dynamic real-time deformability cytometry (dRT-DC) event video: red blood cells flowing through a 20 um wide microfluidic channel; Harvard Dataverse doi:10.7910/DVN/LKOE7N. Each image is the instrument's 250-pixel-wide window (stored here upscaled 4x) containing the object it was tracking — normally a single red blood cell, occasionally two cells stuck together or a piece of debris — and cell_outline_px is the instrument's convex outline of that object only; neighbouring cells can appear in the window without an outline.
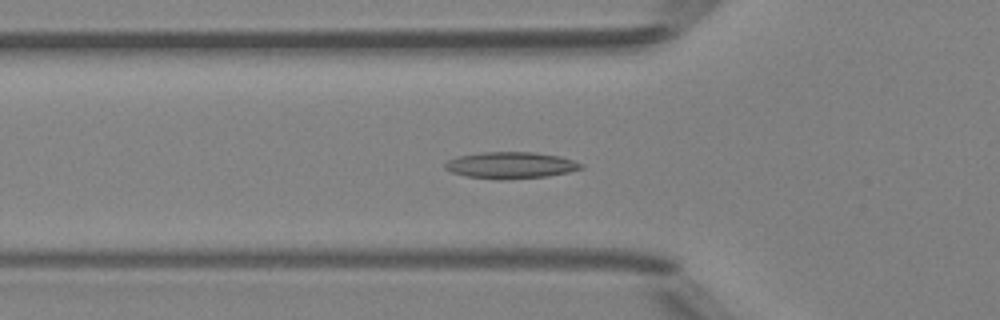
{"species": "Egyptian fruit bat (a non-hibernating species)", "species_latin": "Rousettus aegyptiacus", "temperature_condition": "room temperature", "stored_images_in_passage": 37, "camera_frame_rate_fps": 3000, "um_per_image_px": 0.085, "animal": {"sex": "female"}, "frame": {"image": 1, "passage_image": 4, "time_ms": 1.0, "image_size_px": [1000, 320], "cell_outline_px": [[584, 168], [568, 172], [548, 176], [504, 180], [500, 180], [464, 176], [452, 172], [444, 168], [444, 164], [448, 160], [456, 156], [480, 152], [536, 152], [560, 156], [584, 164]], "centroid_in_image_um": [43.4, 14.04], "position_along_channel_um": 82.4, "area_um2": 21.33}}
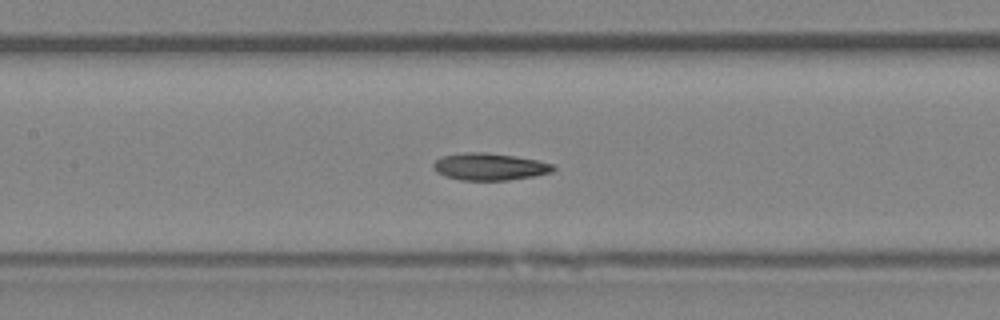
{"frame": {"image": 2, "passage_image": 10, "time_ms": 3.0, "image_size_px": [1000, 320], "cell_outline_px": [[556, 168], [552, 172], [532, 176], [508, 180], [460, 180], [444, 176], [436, 172], [432, 168], [432, 164], [440, 156], [468, 152], [484, 152], [516, 156], [536, 160], [552, 164]], "centroid_in_image_um": [41.56, 14.17], "position_along_channel_um": 165.8, "area_um2": 18.96}}
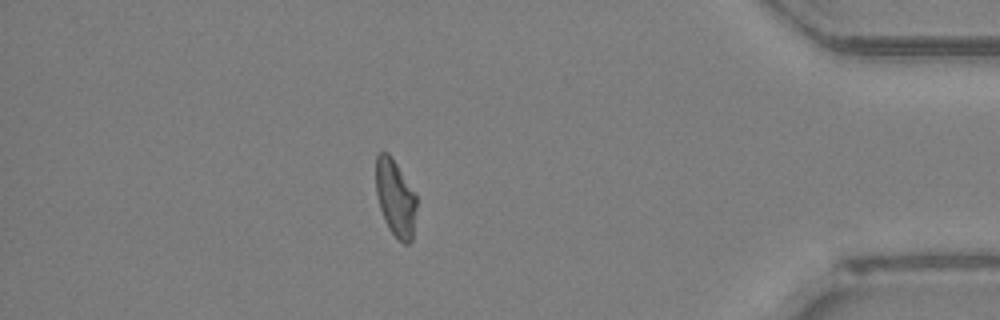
{"frame": {"image": 3, "passage_image": 30, "time_ms": 9.667, "image_size_px": [1000, 320], "cell_outline_px": [[416, 208], [412, 240], [408, 244], [404, 244], [388, 228], [384, 220], [380, 208], [376, 192], [376, 156], [380, 152], [388, 152], [392, 156], [416, 192]], "centroid_in_image_um": [33.62, 16.79], "position_along_channel_um": 401.6, "area_um2": 18.38}, "authors_computed_cell_mechanics": {"area_um2": 18.785, "velocity_mm_per_s": 4.178, "shape_relaxation_time_tau1_ms": null, "shape_relaxation_time_tau2_ms": 3.7433, "deformation_change_tau1": null, "deformation_change_tau2": 0.0968}}